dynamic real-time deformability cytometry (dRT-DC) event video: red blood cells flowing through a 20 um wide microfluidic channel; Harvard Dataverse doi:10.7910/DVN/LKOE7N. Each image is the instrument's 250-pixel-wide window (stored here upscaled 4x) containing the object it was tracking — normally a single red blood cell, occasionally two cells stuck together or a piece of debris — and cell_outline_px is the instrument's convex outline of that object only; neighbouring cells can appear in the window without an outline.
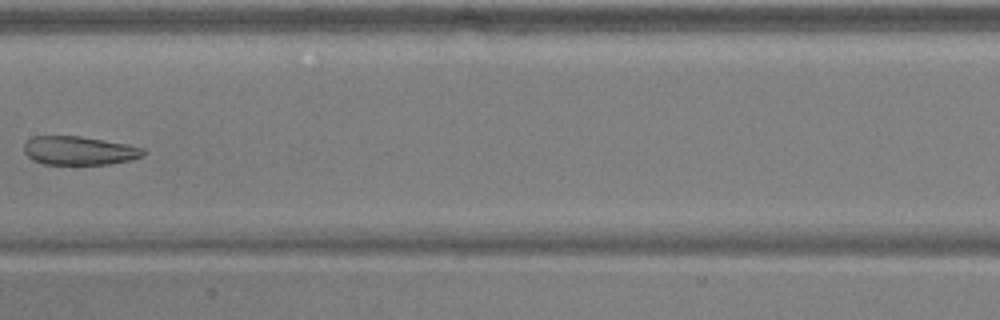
{"species": "common noctule bat (a hibernating species)", "species_latin": "Nyctalus noctula", "temperature_condition": "warm", "stored_images_in_passage": 7, "camera_frame_rate_fps": 3000, "um_per_image_px": 0.085, "animal": {"sex": "male", "body_mass_g": 17.9, "forearm_length_mm": 54.2}, "frame": {"image": 1, "passage_image": 6, "time_ms": 1.667, "image_size_px": [1000, 320], "cell_outline_px": [[148, 152], [144, 156], [128, 160], [108, 164], [44, 164], [32, 160], [24, 152], [24, 144], [32, 136], [80, 136], [124, 144], [144, 148]], "centroid_in_image_um": [6.72, 12.8], "position_along_channel_um": 200.7, "area_um2": 19.83}}
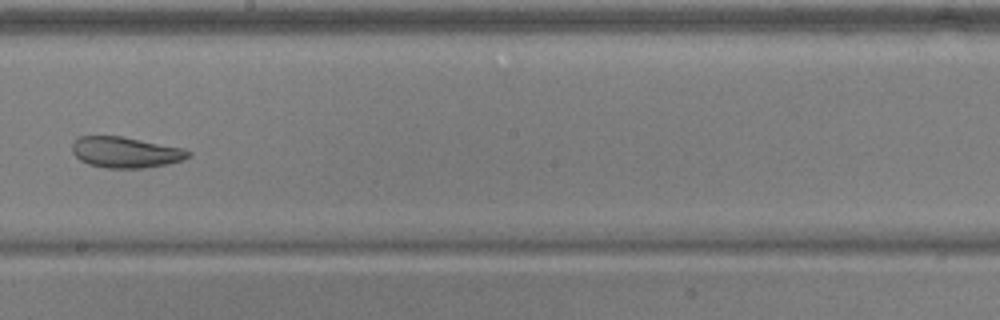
{"frame": {"image": 2, "passage_image": 7, "time_ms": 2.0, "image_size_px": [1000, 320], "cell_outline_px": [[192, 156], [184, 160], [168, 164], [144, 168], [108, 168], [88, 164], [80, 160], [72, 152], [72, 144], [76, 136], [120, 136], [184, 148], [192, 152]], "centroid_in_image_um": [10.69, 12.95], "position_along_channel_um": 237.5, "area_um2": 21.1}}